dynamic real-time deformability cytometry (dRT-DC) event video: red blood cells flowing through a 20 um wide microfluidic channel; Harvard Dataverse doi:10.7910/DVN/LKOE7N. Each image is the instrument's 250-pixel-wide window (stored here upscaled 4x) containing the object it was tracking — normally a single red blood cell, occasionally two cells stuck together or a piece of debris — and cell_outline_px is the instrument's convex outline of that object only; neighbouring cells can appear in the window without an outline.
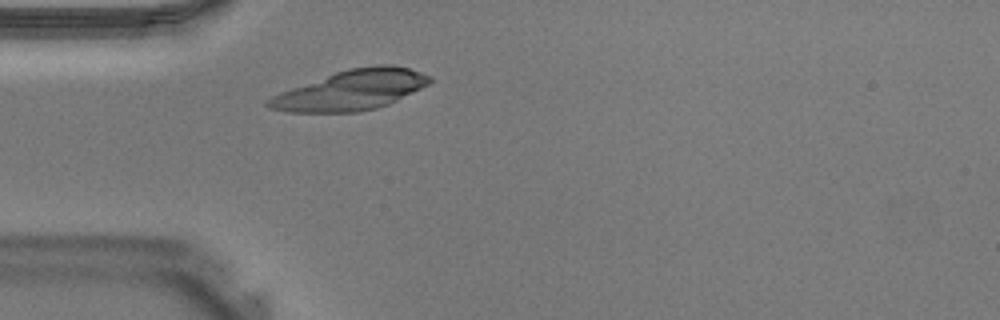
{"species": "Egyptian fruit bat (a non-hibernating species)", "species_latin": "Rousettus aegyptiacus", "temperature_condition": "warm", "stored_images_in_passage": 29, "camera_frame_rate_fps": 3000, "um_per_image_px": 0.085, "animal": {"sex": "male"}, "frame": {"image": 1, "passage_image": 2, "time_ms": 0.333, "image_size_px": [1000, 320], "cell_outline_px": [[432, 80], [428, 84], [388, 104], [376, 108], [360, 112], [288, 112], [268, 108], [264, 104], [272, 96], [280, 92], [336, 72], [348, 68], [380, 64], [392, 64], [408, 68], [432, 76]], "centroid_in_image_um": [29.84, 7.66], "position_along_channel_um": 55.2, "area_um2": 37.28}}
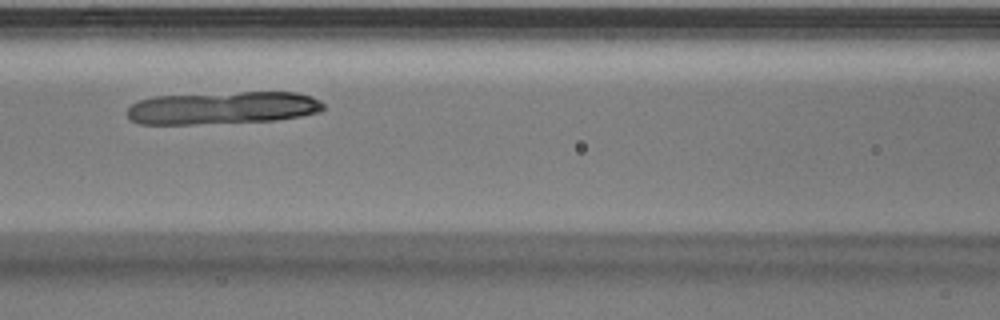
{"frame": {"image": 2, "passage_image": 8, "time_ms": 2.333, "image_size_px": [1000, 320], "cell_outline_px": [[324, 108], [320, 112], [300, 116], [276, 120], [196, 124], [140, 124], [128, 120], [128, 108], [132, 104], [140, 100], [152, 96], [240, 92], [296, 92], [312, 96], [320, 100], [324, 104]], "centroid_in_image_um": [18.92, 9.17], "position_along_channel_um": 147.7, "area_um2": 37.45}}